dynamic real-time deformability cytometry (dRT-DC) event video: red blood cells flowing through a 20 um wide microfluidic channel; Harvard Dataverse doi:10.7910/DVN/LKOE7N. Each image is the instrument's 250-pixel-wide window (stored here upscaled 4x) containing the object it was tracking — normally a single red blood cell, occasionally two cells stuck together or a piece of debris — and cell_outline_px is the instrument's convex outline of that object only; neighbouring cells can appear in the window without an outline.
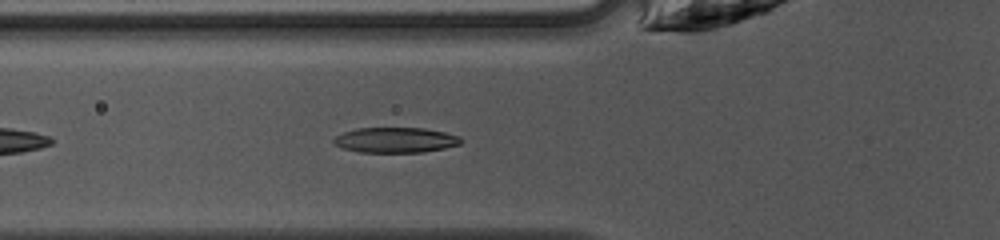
{"species": "common noctule bat (a hibernating species)", "species_latin": "Nyctalus noctula", "temperature_condition": "warm", "stored_images_in_passage": 31, "camera_frame_rate_fps": 3000, "um_per_image_px": 0.085, "animal": {"sex": "female", "body_mass_g": 10.0, "forearm_length_mm": 53.1}, "frame": {"image": 1, "passage_image": 5, "time_ms": 1.333, "image_size_px": [1000, 240], "cell_outline_px": [[460, 144], [444, 148], [420, 152], [360, 152], [340, 148], [332, 144], [332, 140], [336, 136], [344, 132], [356, 128], [424, 128], [444, 132], [460, 136]], "centroid_in_image_um": [33.55, 11.9], "position_along_channel_um": 92.2, "area_um2": 18.73}}
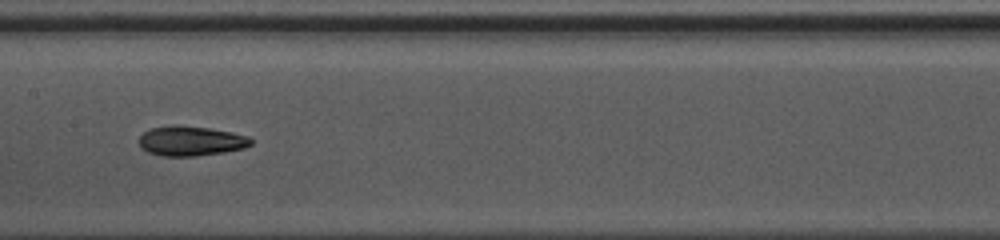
{"frame": {"image": 2, "passage_image": 12, "time_ms": 3.667, "image_size_px": [1000, 240], "cell_outline_px": [[252, 144], [244, 148], [224, 152], [196, 156], [164, 156], [148, 152], [140, 148], [140, 136], [144, 132], [152, 128], [172, 124], [176, 124], [208, 128], [232, 132], [248, 136], [252, 140]], "centroid_in_image_um": [16.22, 11.97], "position_along_channel_um": 191.2, "area_um2": 19.48}}
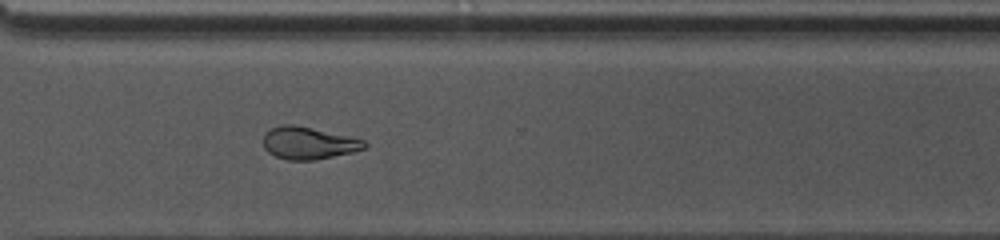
{"frame": {"image": 3, "passage_image": 23, "time_ms": 7.333, "image_size_px": [1000, 240], "cell_outline_px": [[368, 144], [364, 148], [352, 152], [316, 160], [288, 160], [276, 156], [268, 152], [264, 148], [264, 132], [272, 128], [284, 124], [296, 124], [352, 136], [364, 140]], "centroid_in_image_um": [26.23, 12.14], "position_along_channel_um": 344.4, "area_um2": 19.25}, "authors_computed_cell_mechanics": {"area_um2": 19.1896, "velocity_mm_per_s": 4.1949, "shape_relaxation_time_tau1_ms": 8.0735, "shape_relaxation_time_tau2_ms": 5.1981, "deformation_change_tau1": 0.2302, "deformation_change_tau2": 0.1094}}